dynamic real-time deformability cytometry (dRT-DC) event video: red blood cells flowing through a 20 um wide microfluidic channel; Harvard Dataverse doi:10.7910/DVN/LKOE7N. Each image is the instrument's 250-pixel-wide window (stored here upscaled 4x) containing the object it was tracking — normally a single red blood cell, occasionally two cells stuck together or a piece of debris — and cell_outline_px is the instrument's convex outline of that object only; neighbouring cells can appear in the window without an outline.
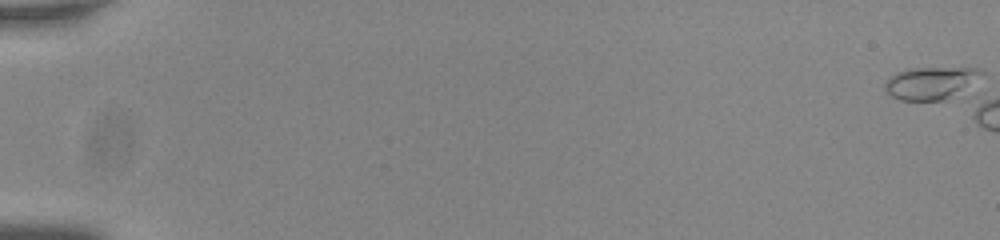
{"species": "common noctule bat (a hibernating species)", "species_latin": "Nyctalus noctula", "temperature_condition": "room temperature", "stored_images_in_passage": 1, "camera_frame_rate_fps": 3000, "um_per_image_px": 0.085, "animal": {"sex": "male", "body_mass_g": 20.0, "forearm_length_mm": 53.3}, "frame": {"image": 1, "passage_image": 1, "time_ms": 0.0, "image_size_px": [1000, 240], "cell_outline_px": [[984, 72], [964, 88], [944, 100], [900, 100], [884, 92], [884, 84], [896, 72], [908, 68], [980, 68]], "centroid_in_image_um": [79.02, 7.04], "position_along_channel_um": 6.0, "area_um2": 17.8}}